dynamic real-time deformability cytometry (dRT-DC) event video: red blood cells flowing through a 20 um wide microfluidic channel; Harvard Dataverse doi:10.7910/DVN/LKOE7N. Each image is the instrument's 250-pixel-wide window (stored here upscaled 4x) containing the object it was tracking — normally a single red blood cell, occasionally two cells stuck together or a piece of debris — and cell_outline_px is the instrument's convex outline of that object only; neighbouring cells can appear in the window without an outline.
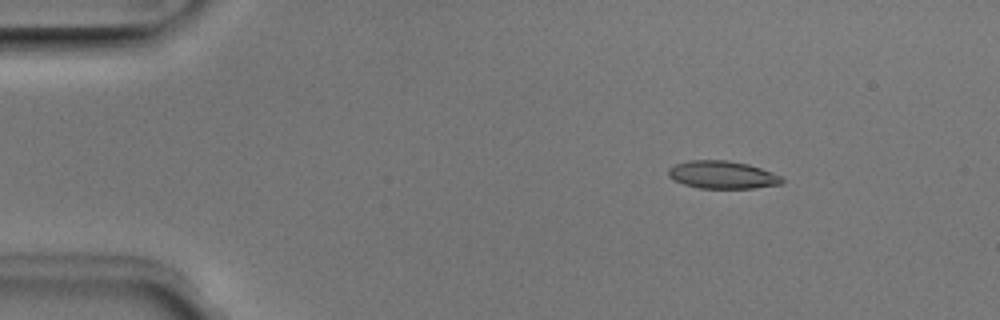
{"species": "Egyptian fruit bat (a non-hibernating species)", "species_latin": "Rousettus aegyptiacus", "temperature_condition": "room temperature", "stored_images_in_passage": 5, "camera_frame_rate_fps": 3000, "um_per_image_px": 0.085, "animal": {"sex": "male"}, "frame": {"image": 1, "passage_image": 5, "time_ms": 1.333, "image_size_px": [1000, 320], "cell_outline_px": [[784, 180], [780, 184], [752, 188], [700, 188], [684, 184], [668, 176], [668, 168], [676, 164], [688, 160], [728, 160], [748, 164], [772, 172], [780, 176]], "centroid_in_image_um": [61.39, 14.85], "position_along_channel_um": 23.6, "area_um2": 18.21}}